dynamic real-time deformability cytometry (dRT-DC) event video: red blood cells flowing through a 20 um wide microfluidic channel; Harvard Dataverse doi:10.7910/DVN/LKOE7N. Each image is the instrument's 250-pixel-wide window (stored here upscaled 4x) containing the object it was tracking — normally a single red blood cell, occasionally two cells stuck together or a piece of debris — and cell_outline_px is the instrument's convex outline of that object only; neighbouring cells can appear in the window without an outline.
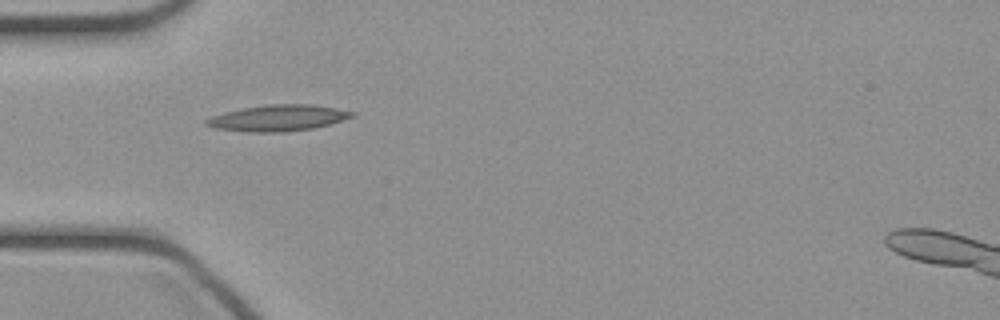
{"species": "common noctule bat (a hibernating species)", "species_latin": "Nyctalus noctula", "temperature_condition": "cold", "stored_images_in_passage": 33, "camera_frame_rate_fps": 3000, "um_per_image_px": 0.085, "animal": {"sex": "female", "body_mass_g": 21.9}, "frame": {"image": 1, "passage_image": 1, "time_ms": 0.0, "image_size_px": [1000, 320], "cell_outline_px": [[356, 116], [328, 124], [312, 128], [284, 132], [248, 132], [216, 128], [204, 124], [204, 120], [212, 116], [224, 112], [244, 108], [268, 104], [312, 104], [336, 108], [356, 112]], "centroid_in_image_um": [23.64, 10.02], "position_along_channel_um": 61.4, "area_um2": 22.14}}
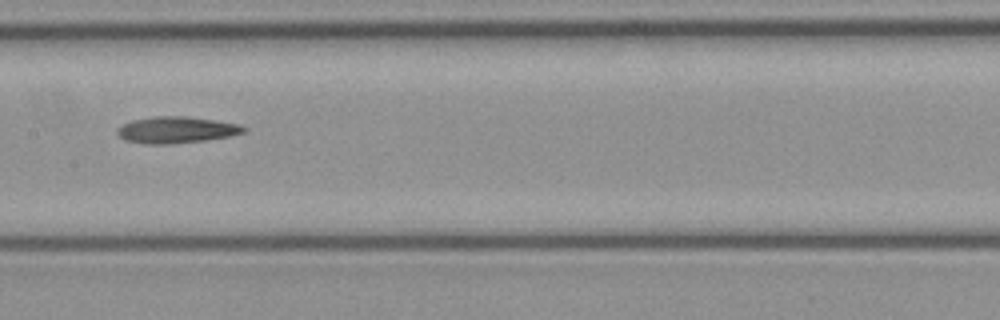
{"frame": {"image": 2, "passage_image": 10, "time_ms": 3.0, "image_size_px": [1000, 320], "cell_outline_px": [[248, 128], [244, 132], [228, 136], [204, 140], [172, 144], [148, 144], [124, 140], [116, 132], [124, 124], [132, 120], [156, 116], [184, 116], [240, 124]], "centroid_in_image_um": [15.0, 11.04], "position_along_channel_um": 192.4, "area_um2": 19.25}}
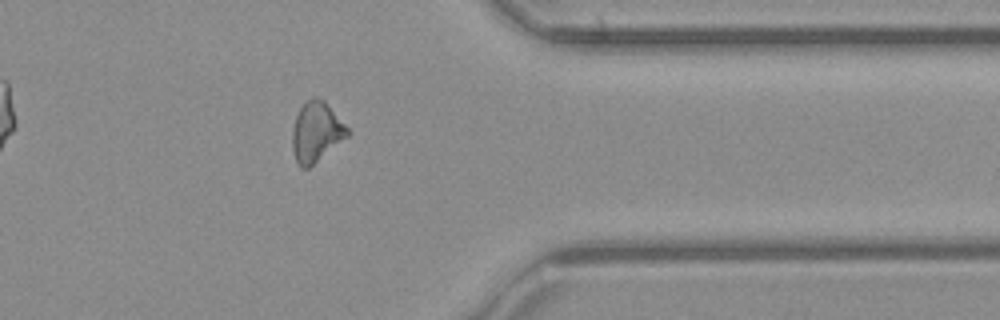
{"frame": {"image": 3, "passage_image": 24, "time_ms": 7.667, "image_size_px": [1000, 320], "cell_outline_px": [[352, 132], [348, 136], [308, 168], [300, 168], [296, 160], [292, 148], [292, 128], [296, 116], [300, 108], [308, 100], [316, 96], [324, 100]], "centroid_in_image_um": [26.88, 11.21], "position_along_channel_um": 384.5, "area_um2": 19.13}}